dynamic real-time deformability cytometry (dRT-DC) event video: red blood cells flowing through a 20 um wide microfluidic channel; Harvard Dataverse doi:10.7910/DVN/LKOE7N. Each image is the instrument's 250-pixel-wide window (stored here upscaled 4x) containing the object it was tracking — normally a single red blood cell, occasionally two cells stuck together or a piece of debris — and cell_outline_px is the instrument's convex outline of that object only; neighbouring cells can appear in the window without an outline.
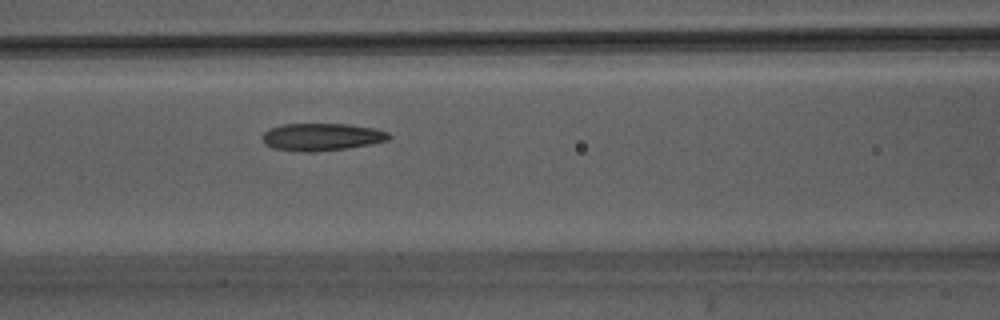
{"species": "Egyptian fruit bat (a non-hibernating species)", "species_latin": "Rousettus aegyptiacus", "temperature_condition": "warm", "stored_images_in_passage": 38, "camera_frame_rate_fps": 3000, "um_per_image_px": 0.085, "animal": {"sex": "male"}, "frame": {"image": 1, "passage_image": 14, "time_ms": 4.333, "image_size_px": [1000, 320], "cell_outline_px": [[388, 136], [380, 140], [360, 144], [336, 148], [284, 148], [268, 144], [264, 136], [268, 132], [276, 128], [296, 124], [328, 124], [364, 128], [380, 132]], "centroid_in_image_um": [27.26, 11.58], "position_along_channel_um": 139.3, "area_um2": 16.53}}
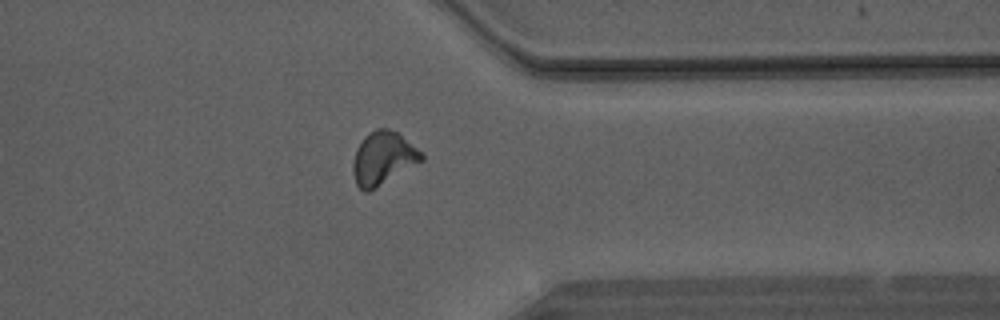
{"frame": {"image": 2, "passage_image": 30, "time_ms": 9.667, "image_size_px": [1000, 320], "cell_outline_px": [[420, 160], [372, 188], [364, 188], [356, 180], [356, 156], [364, 140], [372, 132], [388, 132], [396, 136], [420, 152]], "centroid_in_image_um": [32.56, 13.47], "position_along_channel_um": 378.8, "area_um2": 17.46}}
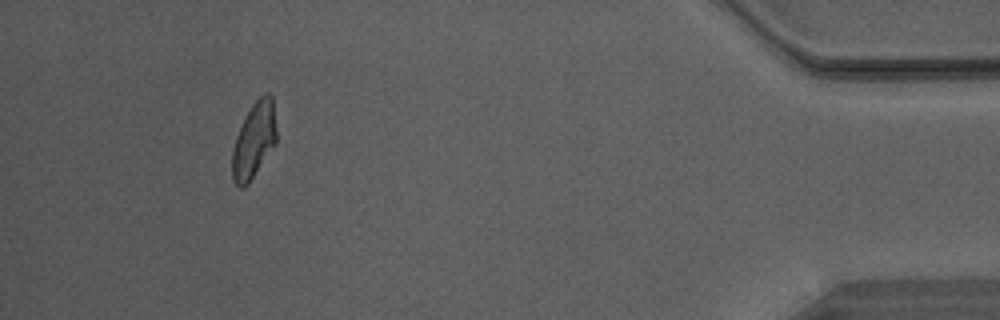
{"frame": {"image": 3, "passage_image": 36, "time_ms": 11.667, "image_size_px": [1000, 320], "cell_outline_px": [[276, 140], [248, 180], [244, 184], [236, 180], [232, 168], [232, 160], [236, 140], [252, 108], [256, 104], [272, 104], [276, 136]], "centroid_in_image_um": [21.57, 12.04], "position_along_channel_um": 413.6, "area_um2": 15.95}}